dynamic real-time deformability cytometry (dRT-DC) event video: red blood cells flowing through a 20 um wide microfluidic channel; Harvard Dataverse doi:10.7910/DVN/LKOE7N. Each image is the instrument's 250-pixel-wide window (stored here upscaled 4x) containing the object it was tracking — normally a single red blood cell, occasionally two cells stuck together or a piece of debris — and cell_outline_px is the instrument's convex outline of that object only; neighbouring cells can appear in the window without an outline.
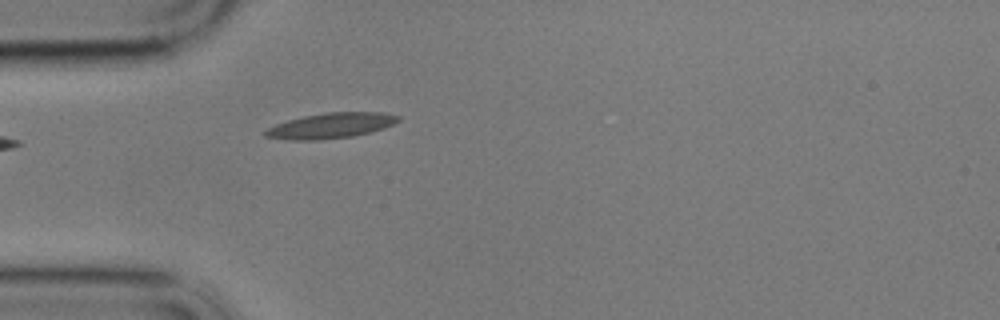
{"species": "common noctule bat (a hibernating species)", "species_latin": "Nyctalus noctula", "temperature_condition": "cold", "stored_images_in_passage": 5, "camera_frame_rate_fps": 3000, "um_per_image_px": 0.085, "animal": {"sex": "male", "body_mass_g": 17.9}, "frame": {"image": 1, "passage_image": 1, "time_ms": 0.0, "image_size_px": [1000, 320], "cell_outline_px": [[400, 120], [384, 128], [352, 136], [320, 140], [288, 140], [264, 136], [264, 132], [268, 128], [276, 124], [288, 120], [304, 116], [328, 112], [380, 112], [400, 116]], "centroid_in_image_um": [28.11, 10.68], "position_along_channel_um": 56.9, "area_um2": 19.48}}